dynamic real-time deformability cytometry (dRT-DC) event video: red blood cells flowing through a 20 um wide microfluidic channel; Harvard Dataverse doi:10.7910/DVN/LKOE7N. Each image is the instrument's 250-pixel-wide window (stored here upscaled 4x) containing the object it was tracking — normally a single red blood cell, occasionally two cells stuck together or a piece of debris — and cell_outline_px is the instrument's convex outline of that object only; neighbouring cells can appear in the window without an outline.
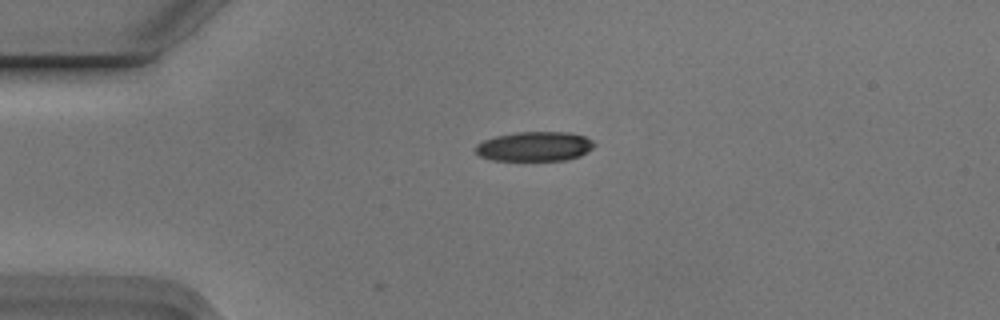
{"species": "Egyptian fruit bat (a non-hibernating species)", "species_latin": "Rousettus aegyptiacus", "temperature_condition": "cold", "stored_images_in_passage": 3, "camera_frame_rate_fps": 3000, "um_per_image_px": 0.085, "animal": {"sex": "male"}, "frame": {"image": 1, "passage_image": 2, "time_ms": 0.333, "image_size_px": [1000, 320], "cell_outline_px": [[596, 144], [588, 152], [580, 156], [568, 160], [492, 160], [480, 156], [476, 152], [476, 144], [484, 140], [496, 136], [516, 132], [568, 132], [584, 136], [592, 140]], "centroid_in_image_um": [45.47, 12.44], "position_along_channel_um": 39.5, "area_um2": 20.46}}